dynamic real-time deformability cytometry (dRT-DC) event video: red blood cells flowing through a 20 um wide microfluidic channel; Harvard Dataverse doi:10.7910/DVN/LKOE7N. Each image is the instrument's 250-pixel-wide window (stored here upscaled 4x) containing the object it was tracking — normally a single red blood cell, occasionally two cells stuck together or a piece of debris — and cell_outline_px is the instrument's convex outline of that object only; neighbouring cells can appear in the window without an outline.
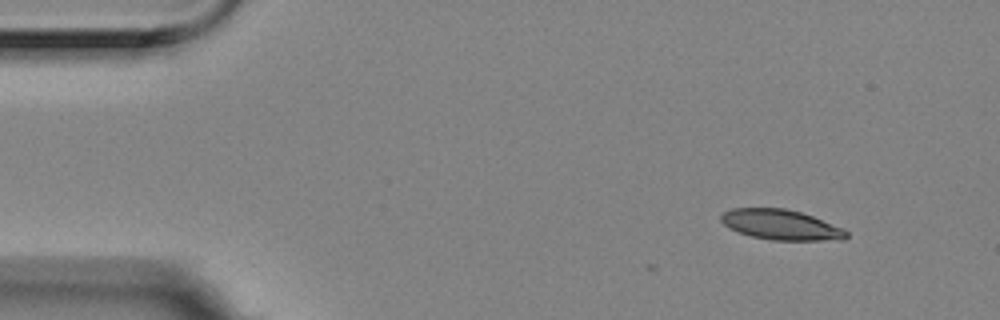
{"species": "Egyptian fruit bat (a non-hibernating species)", "species_latin": "Rousettus aegyptiacus", "temperature_condition": "room temperature", "stored_images_in_passage": 2, "camera_frame_rate_fps": 3000, "um_per_image_px": 0.085, "animal": {"sex": "female"}, "frame": {"image": 1, "passage_image": 2, "time_ms": 0.333, "image_size_px": [1000, 320], "cell_outline_px": [[848, 236], [844, 240], [772, 240], [752, 236], [728, 228], [720, 220], [720, 216], [724, 212], [732, 208], [784, 208], [800, 212], [812, 216], [844, 228], [848, 232]], "centroid_in_image_um": [66.4, 19.1], "position_along_channel_um": 18.6, "area_um2": 22.02}}